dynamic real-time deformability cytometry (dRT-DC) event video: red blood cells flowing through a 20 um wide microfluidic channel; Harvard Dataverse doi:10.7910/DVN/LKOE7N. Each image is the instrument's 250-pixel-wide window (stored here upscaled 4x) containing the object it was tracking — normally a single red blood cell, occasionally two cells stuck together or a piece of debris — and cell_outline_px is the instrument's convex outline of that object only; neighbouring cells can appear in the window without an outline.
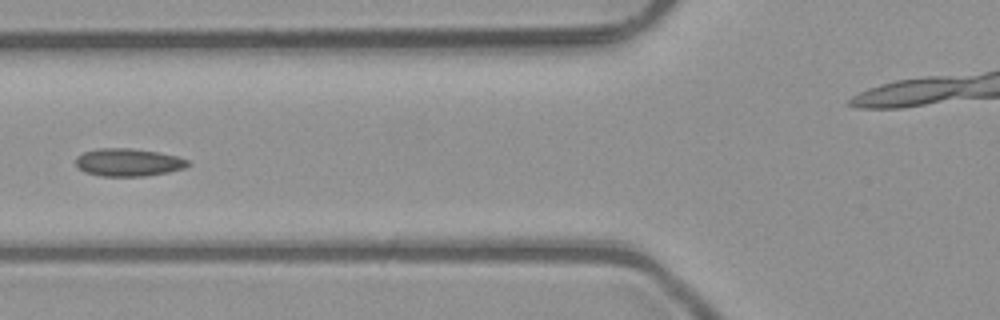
{"species": "common noctule bat (a hibernating species)", "species_latin": "Nyctalus noctula", "temperature_condition": "room temperature", "stored_images_in_passage": 4, "camera_frame_rate_fps": 3000, "um_per_image_px": 0.085, "animal": {"sex": "male", "body_mass_g": 23.1, "forearm_length_mm": 52.7}, "frame": {"image": 1, "passage_image": 4, "time_ms": 1.0, "image_size_px": [1000, 320], "cell_outline_px": [[192, 164], [184, 168], [168, 172], [144, 176], [100, 176], [84, 172], [76, 164], [76, 156], [84, 152], [100, 148], [132, 148], [160, 152], [176, 156], [188, 160]], "centroid_in_image_um": [10.92, 13.8], "position_along_channel_um": 114.9, "area_um2": 18.21}}